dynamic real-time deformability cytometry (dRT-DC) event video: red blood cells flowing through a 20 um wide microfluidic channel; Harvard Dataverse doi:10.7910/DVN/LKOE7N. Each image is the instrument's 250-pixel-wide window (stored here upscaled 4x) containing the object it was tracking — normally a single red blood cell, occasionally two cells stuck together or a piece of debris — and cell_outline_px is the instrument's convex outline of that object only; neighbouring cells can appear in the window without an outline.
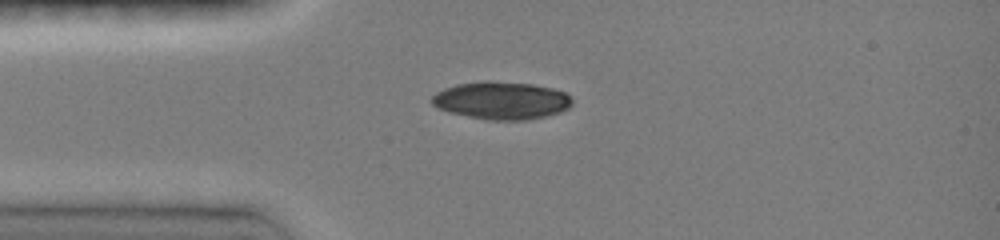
{"species": "common noctule bat (a hibernating species)", "species_latin": "Nyctalus noctula", "temperature_condition": "room temperature", "stored_images_in_passage": 2, "camera_frame_rate_fps": 3000, "um_per_image_px": 0.085, "animal": {"sex": "female", "body_mass_g": 19.0, "forearm_length_mm": 51.5}, "frame": {"image": 1, "passage_image": 1, "time_ms": 0.0, "image_size_px": [1000, 240], "cell_outline_px": [[572, 104], [568, 108], [560, 112], [528, 120], [488, 120], [448, 112], [432, 104], [432, 96], [436, 92], [444, 88], [456, 84], [484, 80], [488, 80], [532, 84], [552, 88], [564, 92], [572, 100]], "centroid_in_image_um": [42.61, 8.53], "position_along_channel_um": 42.4, "area_um2": 30.81}}